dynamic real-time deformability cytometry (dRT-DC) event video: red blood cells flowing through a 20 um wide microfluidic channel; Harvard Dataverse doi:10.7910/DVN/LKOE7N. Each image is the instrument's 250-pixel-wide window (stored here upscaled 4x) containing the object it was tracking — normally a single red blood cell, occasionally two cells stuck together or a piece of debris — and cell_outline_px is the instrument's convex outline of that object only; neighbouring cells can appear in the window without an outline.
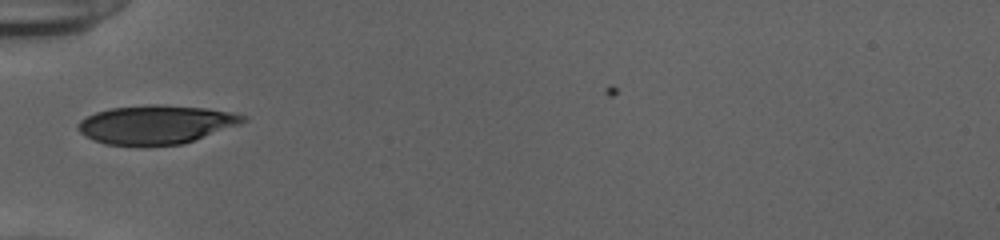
{"species": "human", "species_latin": "Homo sapiens", "temperature_condition": "cold", "stored_images_in_passage": 35, "camera_frame_rate_fps": 3000, "um_per_image_px": 0.085, "donor": {"sex": "female"}, "frame": {"image": 1, "passage_image": 1, "time_ms": 0.0, "image_size_px": [1000, 240], "cell_outline_px": [[248, 120], [240, 124], [184, 144], [104, 144], [84, 136], [76, 128], [76, 124], [80, 120], [96, 112], [112, 108], [148, 104], [156, 104], [208, 108], [232, 112], [248, 116]], "centroid_in_image_um": [13.28, 10.56], "position_along_channel_um": 71.7, "area_um2": 37.05}}
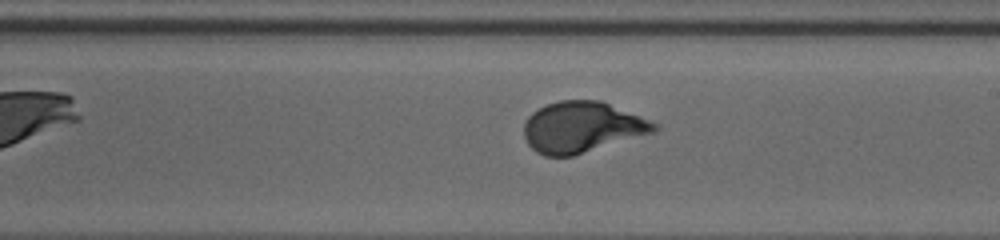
{"frame": {"image": 2, "passage_image": 14, "time_ms": 4.333, "image_size_px": [1000, 240], "cell_outline_px": [[660, 128], [656, 132], [572, 156], [544, 156], [536, 152], [528, 144], [524, 136], [524, 124], [528, 116], [532, 112], [548, 104], [560, 100], [600, 100], [660, 124]], "centroid_in_image_um": [49.49, 10.81], "position_along_channel_um": 239.5, "area_um2": 38.67}}
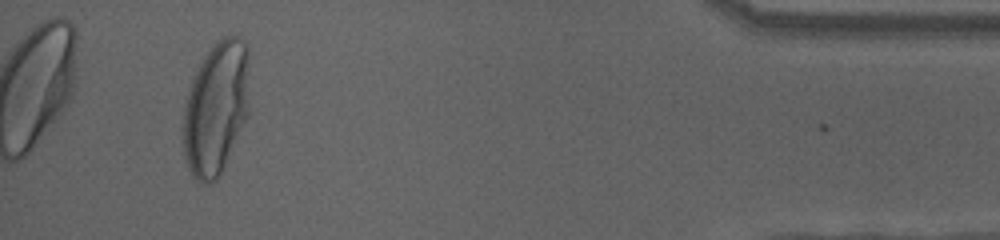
{"frame": {"image": 3, "passage_image": 32, "time_ms": 10.333, "image_size_px": [1000, 240], "cell_outline_px": [[248, 116], [216, 180], [208, 184], [204, 184], [196, 180], [192, 176], [184, 160], [184, 100], [192, 80], [200, 64], [212, 44], [224, 36], [236, 36], [244, 40], [248, 48]], "centroid_in_image_um": [18.36, 9.18], "position_along_channel_um": 416.8, "area_um2": 51.33}, "authors_computed_cell_mechanics": {"area_um2": 38.3792, "velocity_mm_per_s": 3.8963, "shape_relaxation_time_tau1_ms": 4.0486, "shape_relaxation_time_tau2_ms": null, "deformation_change_tau1": 0.2004, "deformation_change_tau2": null}}